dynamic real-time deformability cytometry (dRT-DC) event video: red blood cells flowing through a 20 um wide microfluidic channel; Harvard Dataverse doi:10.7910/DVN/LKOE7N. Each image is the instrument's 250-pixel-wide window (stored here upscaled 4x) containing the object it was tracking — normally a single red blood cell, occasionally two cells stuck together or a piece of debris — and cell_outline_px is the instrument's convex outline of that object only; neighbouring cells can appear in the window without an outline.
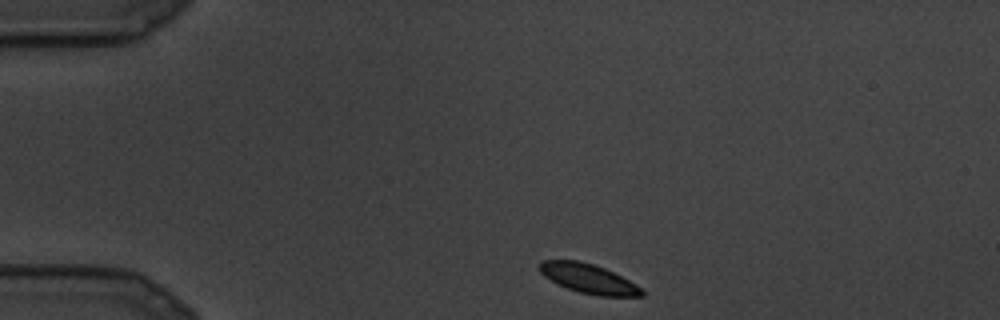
{"species": "common noctule bat (a hibernating species)", "species_latin": "Nyctalus noctula", "temperature_condition": "cold", "stored_images_in_passage": 23, "camera_frame_rate_fps": 3000, "um_per_image_px": 0.085, "animal": {"sex": "male", "body_mass_g": 19.5, "forearm_length_mm": 54.6}, "frame": {"image": 1, "passage_image": 1, "time_ms": 0.0, "image_size_px": [1000, 320], "cell_outline_px": [[644, 296], [600, 296], [580, 292], [568, 288], [544, 276], [540, 272], [540, 260], [576, 260], [592, 264], [604, 268], [636, 284], [644, 292]], "centroid_in_image_um": [50.03, 23.68], "position_along_channel_um": 35.0, "area_um2": 17.11}}
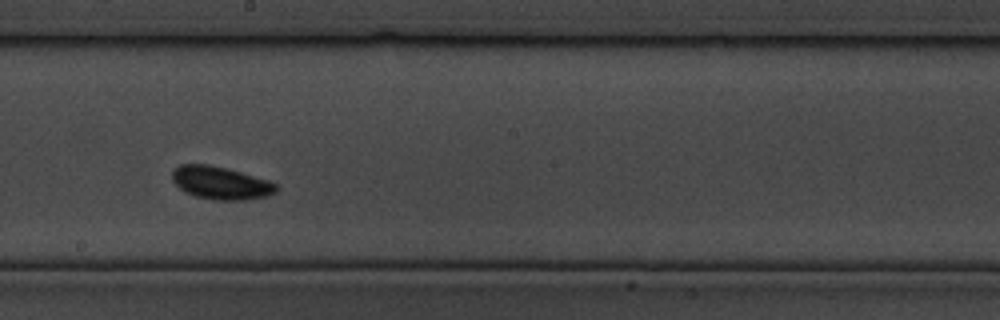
{"frame": {"image": 2, "passage_image": 11, "time_ms": 3.333, "image_size_px": [1000, 320], "cell_outline_px": [[276, 192], [264, 196], [244, 200], [216, 200], [196, 196], [184, 192], [172, 180], [172, 172], [180, 164], [208, 164], [240, 172], [268, 180], [276, 184]], "centroid_in_image_um": [18.72, 15.55], "position_along_channel_um": 229.5, "area_um2": 19.59}}
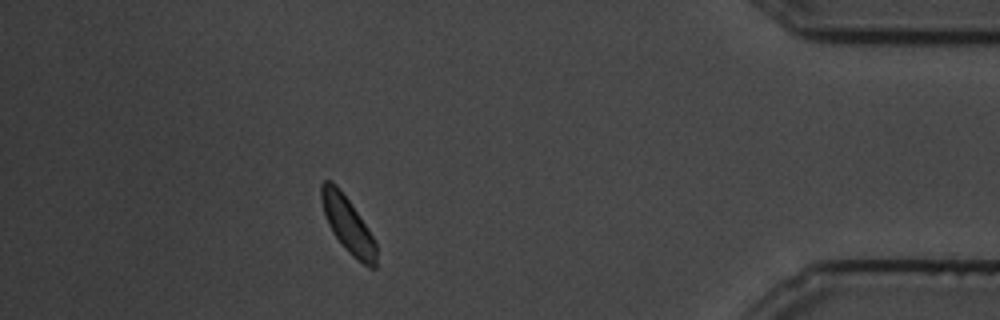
{"frame": {"image": 3, "passage_image": 20, "time_ms": 6.333, "image_size_px": [1000, 320], "cell_outline_px": [[376, 268], [368, 268], [352, 256], [348, 252], [332, 232], [328, 224], [324, 212], [320, 196], [320, 184], [324, 180], [332, 180], [336, 184], [348, 200], [372, 236], [376, 244]], "centroid_in_image_um": [29.54, 19.1], "position_along_channel_um": 405.7, "area_um2": 17.57}}